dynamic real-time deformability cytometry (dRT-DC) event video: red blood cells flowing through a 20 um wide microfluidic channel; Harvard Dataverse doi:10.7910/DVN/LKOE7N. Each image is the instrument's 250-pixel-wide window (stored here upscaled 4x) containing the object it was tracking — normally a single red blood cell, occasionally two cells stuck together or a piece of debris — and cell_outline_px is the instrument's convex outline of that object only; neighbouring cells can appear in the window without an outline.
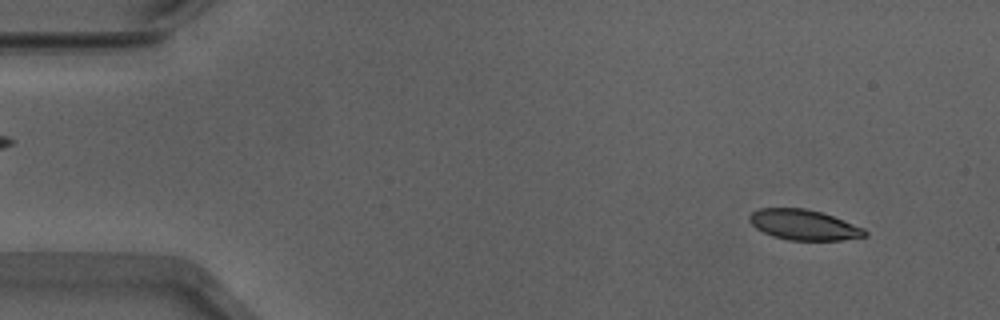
{"species": "Egyptian fruit bat (a non-hibernating species)", "species_latin": "Rousettus aegyptiacus", "temperature_condition": "warm", "stored_images_in_passage": 52, "camera_frame_rate_fps": 3000, "um_per_image_px": 0.085, "animal": {"sex": "male"}, "frame": {"image": 1, "passage_image": 4, "time_ms": 1.0, "image_size_px": [1000, 320], "cell_outline_px": [[868, 236], [840, 240], [788, 240], [772, 236], [756, 228], [748, 220], [748, 216], [752, 212], [760, 208], [804, 208], [820, 212], [832, 216], [864, 228], [868, 232]], "centroid_in_image_um": [68.31, 19.11], "position_along_channel_um": 16.7, "area_um2": 20.35}}
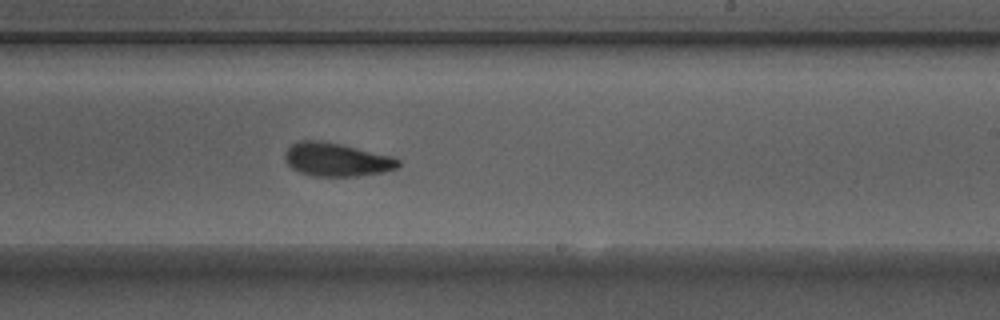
{"frame": {"image": 2, "passage_image": 31, "time_ms": 10.0, "image_size_px": [1000, 320], "cell_outline_px": [[400, 164], [396, 168], [384, 172], [360, 176], [312, 176], [300, 172], [292, 168], [284, 160], [284, 152], [296, 140], [320, 140], [340, 144], [392, 156], [400, 160]], "centroid_in_image_um": [28.58, 13.56], "position_along_channel_um": 260.4, "area_um2": 22.2}}
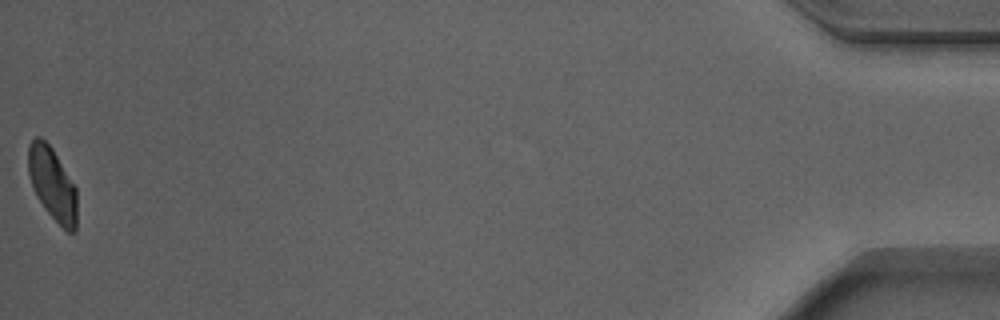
{"frame": {"image": 3, "passage_image": 52, "time_ms": 17.0, "image_size_px": [1000, 320], "cell_outline_px": [[76, 232], [68, 232], [44, 208], [36, 196], [28, 172], [28, 144], [36, 136], [40, 136], [52, 148], [76, 188]], "centroid_in_image_um": [4.44, 15.62], "position_along_channel_um": 430.8, "area_um2": 20.4}, "authors_computed_cell_mechanics": {"area_um2": 21.7617, "velocity_mm_per_s": 3.8849, "shape_relaxation_time_tau1_ms": 3.7922, "shape_relaxation_time_tau2_ms": 2.2631, "deformation_change_tau1": 0.1281, "deformation_change_tau2": 0.0763}}